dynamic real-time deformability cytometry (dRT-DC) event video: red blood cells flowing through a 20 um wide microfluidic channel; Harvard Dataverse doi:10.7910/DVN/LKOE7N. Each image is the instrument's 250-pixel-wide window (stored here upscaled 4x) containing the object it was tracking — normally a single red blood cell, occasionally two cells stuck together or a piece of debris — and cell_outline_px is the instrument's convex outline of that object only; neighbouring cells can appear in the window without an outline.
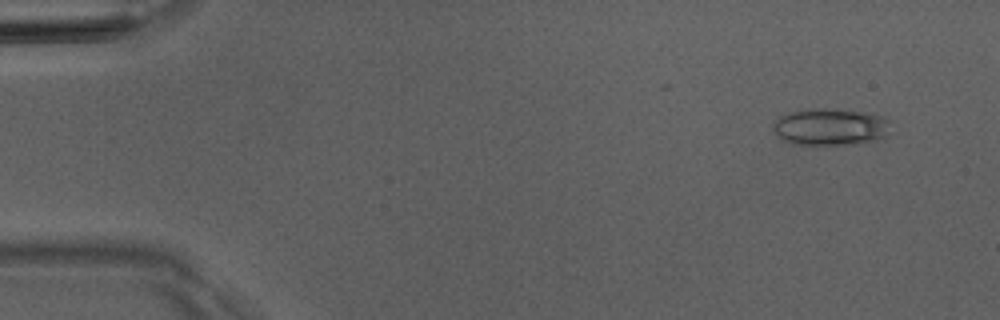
{"species": "Egyptian fruit bat (a non-hibernating species)", "species_latin": "Rousettus aegyptiacus", "temperature_condition": "room temperature", "stored_images_in_passage": 3, "camera_frame_rate_fps": 3000, "um_per_image_px": 0.085, "animal": {"sex": "male"}, "frame": {"image": 1, "passage_image": 1, "time_ms": 0.0, "image_size_px": [1000, 320], "cell_outline_px": [[888, 136], [876, 140], [852, 144], [792, 144], [784, 140], [776, 132], [776, 120], [780, 116], [788, 112], [812, 108], [832, 108], [860, 112], [880, 116], [888, 120]], "centroid_in_image_um": [70.6, 10.78], "position_along_channel_um": 14.4, "area_um2": 24.85}}